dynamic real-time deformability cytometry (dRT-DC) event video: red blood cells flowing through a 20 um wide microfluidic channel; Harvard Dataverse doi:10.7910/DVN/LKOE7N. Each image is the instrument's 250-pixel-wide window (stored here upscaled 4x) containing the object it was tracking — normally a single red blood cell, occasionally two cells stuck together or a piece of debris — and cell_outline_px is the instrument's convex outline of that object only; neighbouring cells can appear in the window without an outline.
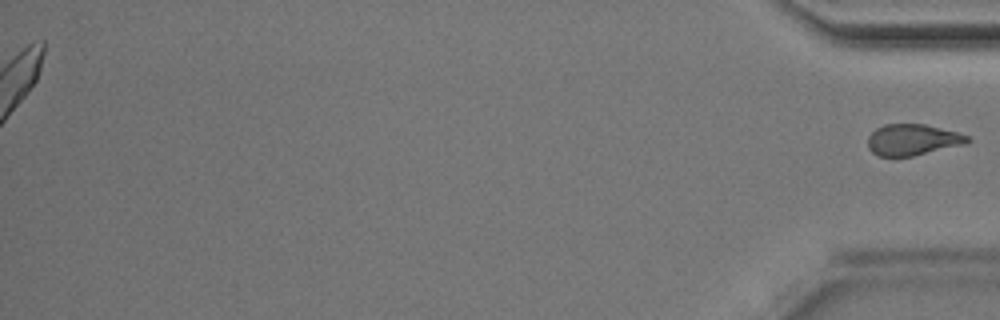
{"species": "Egyptian fruit bat (a non-hibernating species)", "species_latin": "Rousettus aegyptiacus", "temperature_condition": "room temperature", "stored_images_in_passage": 34, "segment_of_instrument_passage": [2, 2], "camera_frame_rate_fps": 3000, "um_per_image_px": 0.085, "animal": {"sex": "male"}, "frame": {"image": 1, "passage_image": 34, "time_ms": 11.0, "image_size_px": [1000, 320], "cell_outline_px": [[972, 140], [968, 144], [912, 156], [880, 156], [872, 152], [868, 148], [868, 136], [876, 128], [884, 124], [924, 124], [956, 132], [968, 136]], "centroid_in_image_um": [77.59, 11.88], "position_along_channel_um": 357.6, "area_um2": 18.15}}